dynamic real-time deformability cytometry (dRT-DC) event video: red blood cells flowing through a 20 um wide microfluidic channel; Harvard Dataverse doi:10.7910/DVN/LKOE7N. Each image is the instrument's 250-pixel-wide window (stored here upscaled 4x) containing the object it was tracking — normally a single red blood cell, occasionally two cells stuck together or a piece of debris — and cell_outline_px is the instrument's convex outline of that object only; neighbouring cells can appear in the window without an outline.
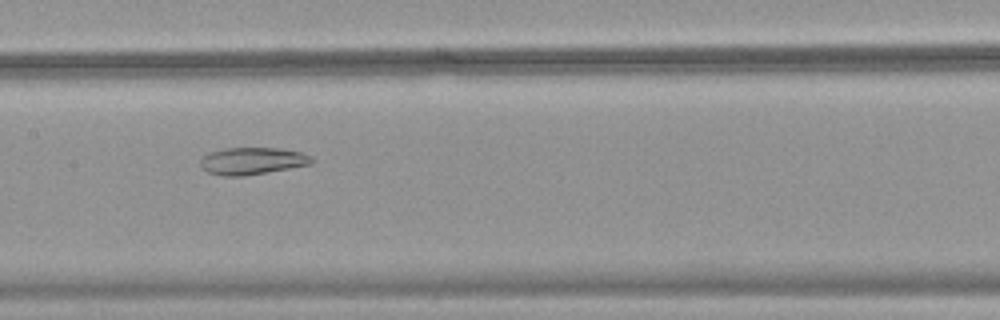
{"species": "common noctule bat (a hibernating species)", "species_latin": "Nyctalus noctula", "temperature_condition": "warm", "stored_images_in_passage": 39, "camera_frame_rate_fps": 3000, "um_per_image_px": 0.085, "animal": {"sex": "female", "body_mass_g": 18.4}, "frame": {"image": 1, "passage_image": 14, "time_ms": 4.333, "image_size_px": [1000, 320], "cell_outline_px": [[316, 160], [312, 164], [244, 176], [220, 176], [208, 172], [200, 168], [200, 160], [204, 156], [212, 152], [224, 148], [284, 148], [300, 152]], "centroid_in_image_um": [21.43, 13.68], "position_along_channel_um": 186.0, "area_um2": 17.63}}
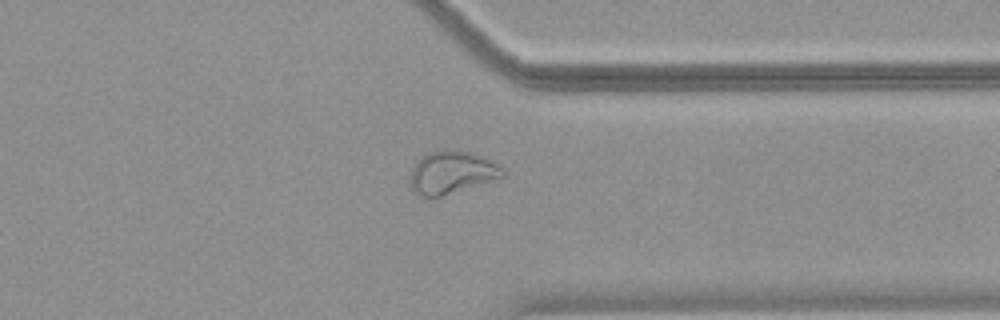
{"frame": {"image": 2, "passage_image": 28, "time_ms": 9.0, "image_size_px": [1000, 320], "cell_outline_px": [[504, 176], [440, 196], [416, 196], [412, 192], [412, 168], [428, 152], [444, 148], [452, 148], [468, 152], [480, 156], [496, 164], [504, 172]], "centroid_in_image_um": [38.35, 14.64], "position_along_channel_um": 373.0, "area_um2": 22.31}}
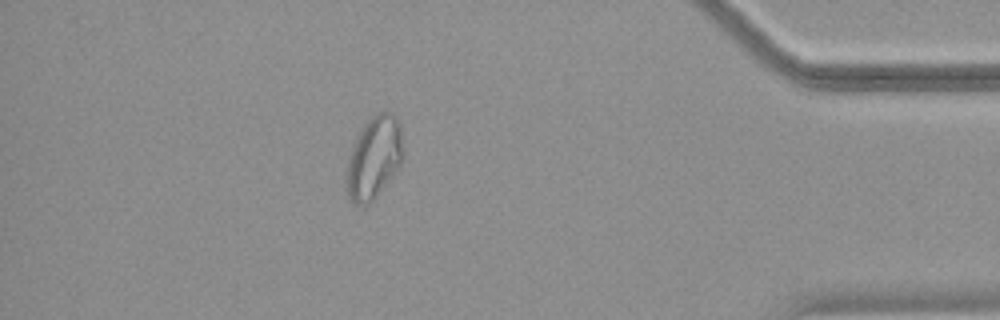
{"frame": {"image": 3, "passage_image": 33, "time_ms": 10.667, "image_size_px": [1000, 320], "cell_outline_px": [[404, 152], [400, 164], [372, 200], [368, 204], [352, 204], [348, 192], [344, 172], [352, 148], [364, 124], [376, 112], [384, 108], [392, 112], [396, 116], [400, 124]], "centroid_in_image_um": [31.79, 13.33], "position_along_channel_um": 403.4, "area_um2": 27.05}}